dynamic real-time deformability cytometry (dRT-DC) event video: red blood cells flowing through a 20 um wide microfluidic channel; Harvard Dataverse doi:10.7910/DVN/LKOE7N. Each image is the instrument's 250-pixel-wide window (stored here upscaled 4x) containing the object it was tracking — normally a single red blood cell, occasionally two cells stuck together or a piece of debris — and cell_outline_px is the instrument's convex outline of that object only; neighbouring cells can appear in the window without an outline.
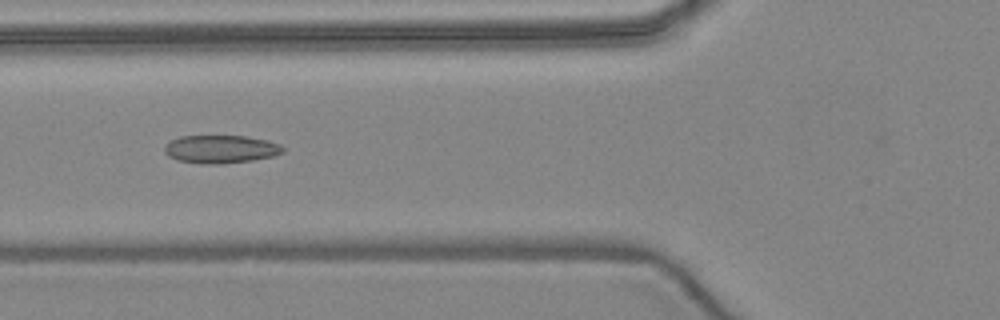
{"species": "common noctule bat (a hibernating species)", "species_latin": "Nyctalus noctula", "temperature_condition": "warm", "stored_images_in_passage": 6, "camera_frame_rate_fps": 3000, "um_per_image_px": 0.085, "animal": {"sex": "female", "body_mass_g": 24.6, "forearm_length_mm": 56.2}, "frame": {"image": 1, "passage_image": 5, "time_ms": 4.667, "image_size_px": [1000, 320], "cell_outline_px": [[284, 152], [272, 156], [252, 160], [220, 164], [200, 164], [176, 160], [168, 156], [164, 152], [164, 148], [172, 140], [180, 136], [244, 136], [268, 140], [280, 144], [284, 148]], "centroid_in_image_um": [18.76, 12.68], "position_along_channel_um": 107.0, "area_um2": 19.36}}
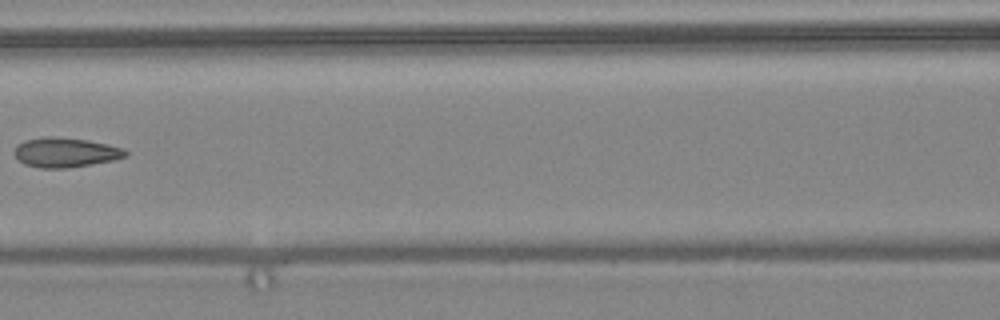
{"frame": {"image": 2, "passage_image": 6, "time_ms": 6.0, "image_size_px": [1000, 320], "cell_outline_px": [[128, 156], [112, 160], [92, 164], [64, 168], [40, 168], [24, 164], [16, 156], [16, 144], [24, 140], [44, 136], [52, 136], [88, 140], [108, 144], [124, 148], [128, 152]], "centroid_in_image_um": [5.58, 12.94], "position_along_channel_um": 161.0, "area_um2": 19.19}}